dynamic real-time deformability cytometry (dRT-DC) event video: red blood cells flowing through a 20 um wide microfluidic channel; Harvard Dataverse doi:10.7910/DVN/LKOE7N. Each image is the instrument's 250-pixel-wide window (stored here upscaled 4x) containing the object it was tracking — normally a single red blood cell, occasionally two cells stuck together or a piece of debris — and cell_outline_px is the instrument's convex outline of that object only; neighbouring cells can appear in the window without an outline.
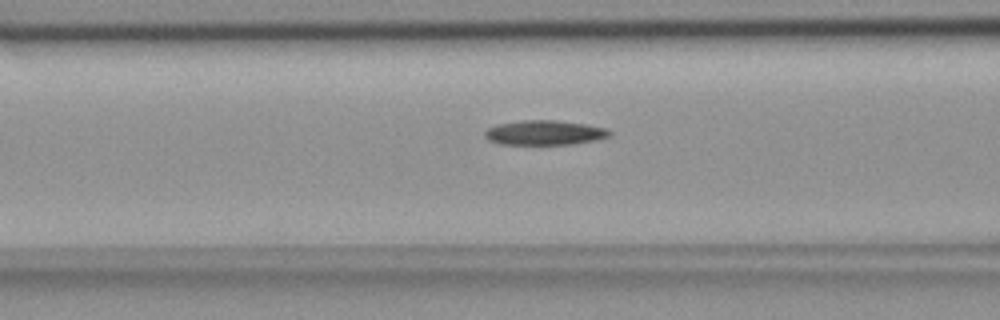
{"species": "common noctule bat (a hibernating species)", "species_latin": "Nyctalus noctula", "temperature_condition": "room temperature", "stored_images_in_passage": 54, "camera_frame_rate_fps": 3000, "um_per_image_px": 0.085, "animal": {"sex": "female", "body_mass_g": 18.4}, "frame": {"image": 1, "passage_image": 22, "time_ms": 7.0, "image_size_px": [1000, 320], "cell_outline_px": [[612, 132], [608, 136], [596, 140], [572, 144], [500, 144], [488, 140], [484, 136], [484, 132], [488, 128], [496, 124], [520, 120], [556, 120], [588, 124], [608, 128]], "centroid_in_image_um": [46.28, 11.27], "position_along_channel_um": 120.3, "area_um2": 18.09}}
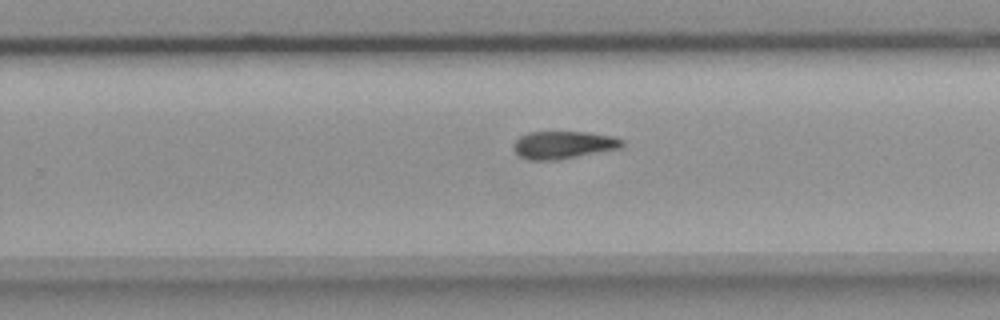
{"frame": {"image": 2, "passage_image": 35, "time_ms": 11.333, "image_size_px": [1000, 320], "cell_outline_px": [[624, 144], [620, 148], [556, 160], [528, 160], [520, 156], [512, 148], [512, 144], [520, 136], [528, 132], [588, 132], [612, 136], [624, 140]], "centroid_in_image_um": [47.86, 12.31], "position_along_channel_um": 281.9, "area_um2": 17.46}}
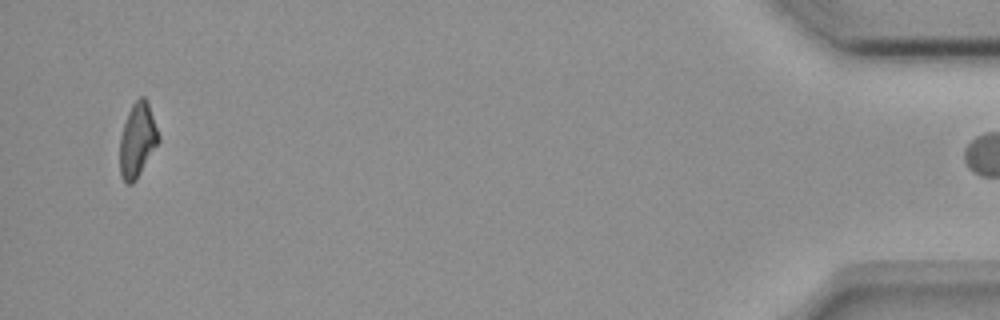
{"frame": {"image": 3, "passage_image": 53, "time_ms": 17.333, "image_size_px": [1000, 320], "cell_outline_px": [[160, 140], [136, 180], [132, 184], [128, 184], [120, 176], [120, 136], [128, 112], [132, 104], [140, 96], [144, 96], [148, 100], [160, 136]], "centroid_in_image_um": [11.69, 11.88], "position_along_channel_um": 423.5, "area_um2": 16.82}}